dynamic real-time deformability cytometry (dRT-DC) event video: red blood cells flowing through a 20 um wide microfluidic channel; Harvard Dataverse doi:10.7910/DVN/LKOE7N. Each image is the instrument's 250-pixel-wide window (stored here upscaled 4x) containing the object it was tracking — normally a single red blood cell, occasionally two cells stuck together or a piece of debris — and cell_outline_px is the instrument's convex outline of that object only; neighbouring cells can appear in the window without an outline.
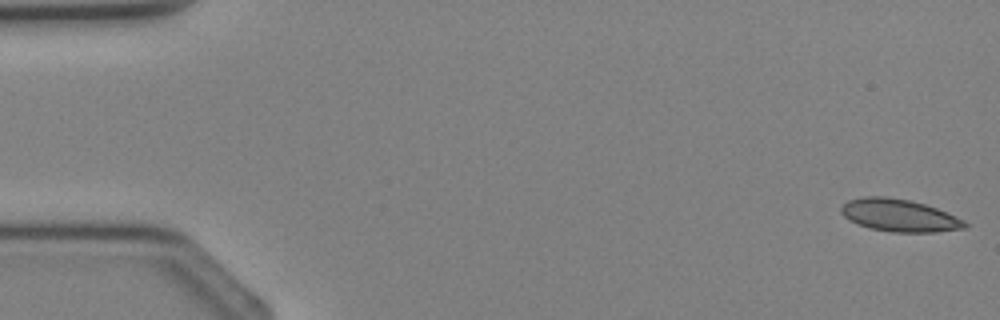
{"species": "Egyptian fruit bat (a non-hibernating species)", "species_latin": "Rousettus aegyptiacus", "temperature_condition": "cold", "stored_images_in_passage": 2, "camera_frame_rate_fps": 3000, "um_per_image_px": 0.085, "animal": {"sex": "female"}, "frame": {"image": 1, "passage_image": 2, "time_ms": 1.333, "image_size_px": [1000, 320], "cell_outline_px": [[968, 224], [964, 228], [936, 232], [892, 232], [868, 228], [844, 216], [840, 212], [840, 208], [848, 200], [864, 196], [884, 196], [908, 200], [924, 204], [936, 208], [956, 216], [964, 220]], "centroid_in_image_um": [76.44, 18.31], "position_along_channel_um": 8.6, "area_um2": 23.18}}